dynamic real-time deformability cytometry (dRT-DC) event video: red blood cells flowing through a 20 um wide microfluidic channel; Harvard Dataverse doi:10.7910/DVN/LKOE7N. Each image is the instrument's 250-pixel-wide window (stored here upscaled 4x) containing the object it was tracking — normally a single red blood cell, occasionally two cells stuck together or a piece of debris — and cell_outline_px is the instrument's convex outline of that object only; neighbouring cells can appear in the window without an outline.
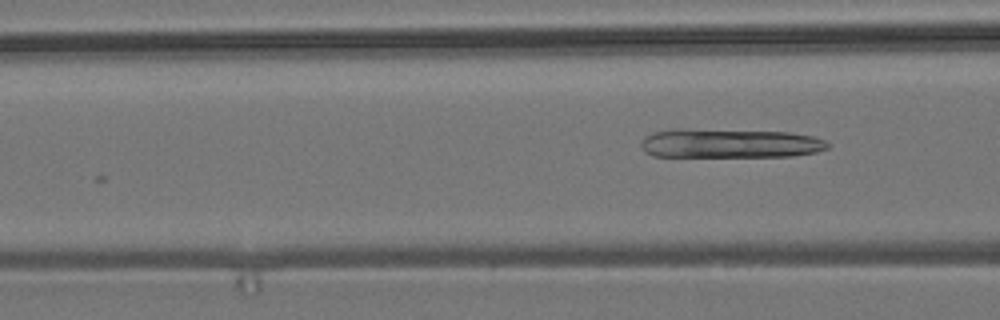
{"species": "common noctule bat (a hibernating species)", "species_latin": "Nyctalus noctula", "temperature_condition": "room temperature", "stored_images_in_passage": 3, "camera_frame_rate_fps": 3000, "um_per_image_px": 0.085, "animal": {"sex": "male", "body_mass_g": 19.2, "forearm_length_mm": 51.8}, "frame": {"image": 1, "passage_image": 3, "time_ms": 2.333, "image_size_px": [1000, 320], "cell_outline_px": [[828, 148], [816, 152], [792, 156], [652, 156], [644, 152], [640, 144], [640, 140], [644, 136], [652, 132], [676, 128], [680, 128], [788, 132], [816, 136], [824, 140], [828, 144]], "centroid_in_image_um": [61.97, 12.17], "position_along_channel_um": 104.6, "area_um2": 32.08}}